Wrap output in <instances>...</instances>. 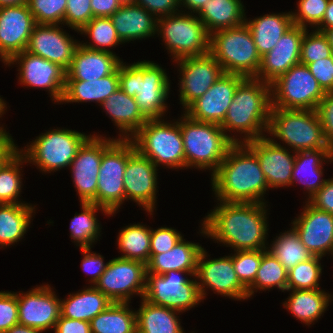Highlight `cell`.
<instances>
[{
	"label": "cell",
	"instance_id": "obj_1",
	"mask_svg": "<svg viewBox=\"0 0 333 333\" xmlns=\"http://www.w3.org/2000/svg\"><path fill=\"white\" fill-rule=\"evenodd\" d=\"M202 222L200 233L234 251L267 249L266 203L220 201Z\"/></svg>",
	"mask_w": 333,
	"mask_h": 333
},
{
	"label": "cell",
	"instance_id": "obj_2",
	"mask_svg": "<svg viewBox=\"0 0 333 333\" xmlns=\"http://www.w3.org/2000/svg\"><path fill=\"white\" fill-rule=\"evenodd\" d=\"M218 201L266 203L268 183L256 154L245 143H234L217 170L211 174Z\"/></svg>",
	"mask_w": 333,
	"mask_h": 333
},
{
	"label": "cell",
	"instance_id": "obj_3",
	"mask_svg": "<svg viewBox=\"0 0 333 333\" xmlns=\"http://www.w3.org/2000/svg\"><path fill=\"white\" fill-rule=\"evenodd\" d=\"M271 85L245 78L237 87L221 128L233 143H246L267 135L271 110ZM244 133L243 139L227 132ZM264 131V132H263Z\"/></svg>",
	"mask_w": 333,
	"mask_h": 333
},
{
	"label": "cell",
	"instance_id": "obj_4",
	"mask_svg": "<svg viewBox=\"0 0 333 333\" xmlns=\"http://www.w3.org/2000/svg\"><path fill=\"white\" fill-rule=\"evenodd\" d=\"M165 70L153 61L119 65V88L135 98L147 119H162L167 109L170 82Z\"/></svg>",
	"mask_w": 333,
	"mask_h": 333
},
{
	"label": "cell",
	"instance_id": "obj_5",
	"mask_svg": "<svg viewBox=\"0 0 333 333\" xmlns=\"http://www.w3.org/2000/svg\"><path fill=\"white\" fill-rule=\"evenodd\" d=\"M183 115L180 118V129L185 152V168L209 169L213 174L234 143L219 124L200 122L191 119L185 113Z\"/></svg>",
	"mask_w": 333,
	"mask_h": 333
},
{
	"label": "cell",
	"instance_id": "obj_6",
	"mask_svg": "<svg viewBox=\"0 0 333 333\" xmlns=\"http://www.w3.org/2000/svg\"><path fill=\"white\" fill-rule=\"evenodd\" d=\"M209 53L227 74L256 78L261 65L252 34L245 22L236 27L218 30L210 35Z\"/></svg>",
	"mask_w": 333,
	"mask_h": 333
},
{
	"label": "cell",
	"instance_id": "obj_7",
	"mask_svg": "<svg viewBox=\"0 0 333 333\" xmlns=\"http://www.w3.org/2000/svg\"><path fill=\"white\" fill-rule=\"evenodd\" d=\"M130 139L136 150L156 167L162 164L171 169L185 168L180 119L173 123L164 119H148Z\"/></svg>",
	"mask_w": 333,
	"mask_h": 333
},
{
	"label": "cell",
	"instance_id": "obj_8",
	"mask_svg": "<svg viewBox=\"0 0 333 333\" xmlns=\"http://www.w3.org/2000/svg\"><path fill=\"white\" fill-rule=\"evenodd\" d=\"M290 146L293 152L331 148L326 142L316 110H270L268 131Z\"/></svg>",
	"mask_w": 333,
	"mask_h": 333
},
{
	"label": "cell",
	"instance_id": "obj_9",
	"mask_svg": "<svg viewBox=\"0 0 333 333\" xmlns=\"http://www.w3.org/2000/svg\"><path fill=\"white\" fill-rule=\"evenodd\" d=\"M136 151L133 141L103 137V154L99 168L96 205L116 213L125 201L124 173L127 160Z\"/></svg>",
	"mask_w": 333,
	"mask_h": 333
},
{
	"label": "cell",
	"instance_id": "obj_10",
	"mask_svg": "<svg viewBox=\"0 0 333 333\" xmlns=\"http://www.w3.org/2000/svg\"><path fill=\"white\" fill-rule=\"evenodd\" d=\"M91 136L75 130L53 129L40 134L25 149L18 150L27 163L37 165L44 173L69 167L82 144Z\"/></svg>",
	"mask_w": 333,
	"mask_h": 333
},
{
	"label": "cell",
	"instance_id": "obj_11",
	"mask_svg": "<svg viewBox=\"0 0 333 333\" xmlns=\"http://www.w3.org/2000/svg\"><path fill=\"white\" fill-rule=\"evenodd\" d=\"M189 12L180 11L157 20V34L163 38L174 61L205 55L210 51V34L197 14Z\"/></svg>",
	"mask_w": 333,
	"mask_h": 333
},
{
	"label": "cell",
	"instance_id": "obj_12",
	"mask_svg": "<svg viewBox=\"0 0 333 333\" xmlns=\"http://www.w3.org/2000/svg\"><path fill=\"white\" fill-rule=\"evenodd\" d=\"M270 85L272 108L316 110L325 95L308 66L301 63Z\"/></svg>",
	"mask_w": 333,
	"mask_h": 333
},
{
	"label": "cell",
	"instance_id": "obj_13",
	"mask_svg": "<svg viewBox=\"0 0 333 333\" xmlns=\"http://www.w3.org/2000/svg\"><path fill=\"white\" fill-rule=\"evenodd\" d=\"M183 274V276H182ZM189 272L171 270L163 275L147 273L144 299L151 304L185 312L202 301L196 279Z\"/></svg>",
	"mask_w": 333,
	"mask_h": 333
},
{
	"label": "cell",
	"instance_id": "obj_14",
	"mask_svg": "<svg viewBox=\"0 0 333 333\" xmlns=\"http://www.w3.org/2000/svg\"><path fill=\"white\" fill-rule=\"evenodd\" d=\"M146 281L147 268L145 263L116 257L108 261L105 271L94 287L112 302L129 303L133 294L144 298Z\"/></svg>",
	"mask_w": 333,
	"mask_h": 333
},
{
	"label": "cell",
	"instance_id": "obj_15",
	"mask_svg": "<svg viewBox=\"0 0 333 333\" xmlns=\"http://www.w3.org/2000/svg\"><path fill=\"white\" fill-rule=\"evenodd\" d=\"M206 257H208L207 252L203 248L198 258L195 274L202 300L206 297V288H211L214 293L231 297L234 300L248 299L247 289L240 283L236 275L232 257L225 256L212 260H207Z\"/></svg>",
	"mask_w": 333,
	"mask_h": 333
},
{
	"label": "cell",
	"instance_id": "obj_16",
	"mask_svg": "<svg viewBox=\"0 0 333 333\" xmlns=\"http://www.w3.org/2000/svg\"><path fill=\"white\" fill-rule=\"evenodd\" d=\"M180 72L179 99L186 110L201 97L225 72L220 63L210 54L185 57L176 60Z\"/></svg>",
	"mask_w": 333,
	"mask_h": 333
},
{
	"label": "cell",
	"instance_id": "obj_17",
	"mask_svg": "<svg viewBox=\"0 0 333 333\" xmlns=\"http://www.w3.org/2000/svg\"><path fill=\"white\" fill-rule=\"evenodd\" d=\"M19 64L20 84L49 91L54 103H61L64 95L66 71L59 65L26 50L15 55L6 65Z\"/></svg>",
	"mask_w": 333,
	"mask_h": 333
},
{
	"label": "cell",
	"instance_id": "obj_18",
	"mask_svg": "<svg viewBox=\"0 0 333 333\" xmlns=\"http://www.w3.org/2000/svg\"><path fill=\"white\" fill-rule=\"evenodd\" d=\"M35 25L27 3L0 7V59L5 65L26 50Z\"/></svg>",
	"mask_w": 333,
	"mask_h": 333
},
{
	"label": "cell",
	"instance_id": "obj_19",
	"mask_svg": "<svg viewBox=\"0 0 333 333\" xmlns=\"http://www.w3.org/2000/svg\"><path fill=\"white\" fill-rule=\"evenodd\" d=\"M50 285H41L18 294L19 324L44 332L54 330L61 316L60 299Z\"/></svg>",
	"mask_w": 333,
	"mask_h": 333
},
{
	"label": "cell",
	"instance_id": "obj_20",
	"mask_svg": "<svg viewBox=\"0 0 333 333\" xmlns=\"http://www.w3.org/2000/svg\"><path fill=\"white\" fill-rule=\"evenodd\" d=\"M157 167L137 150L127 160L124 173L125 200H133L152 215L156 203Z\"/></svg>",
	"mask_w": 333,
	"mask_h": 333
},
{
	"label": "cell",
	"instance_id": "obj_21",
	"mask_svg": "<svg viewBox=\"0 0 333 333\" xmlns=\"http://www.w3.org/2000/svg\"><path fill=\"white\" fill-rule=\"evenodd\" d=\"M245 77L224 73L201 97L185 111L191 119L221 124L232 103L238 85Z\"/></svg>",
	"mask_w": 333,
	"mask_h": 333
},
{
	"label": "cell",
	"instance_id": "obj_22",
	"mask_svg": "<svg viewBox=\"0 0 333 333\" xmlns=\"http://www.w3.org/2000/svg\"><path fill=\"white\" fill-rule=\"evenodd\" d=\"M305 203L303 212L291 222V228L314 256H333V214L316 209L308 201Z\"/></svg>",
	"mask_w": 333,
	"mask_h": 333
},
{
	"label": "cell",
	"instance_id": "obj_23",
	"mask_svg": "<svg viewBox=\"0 0 333 333\" xmlns=\"http://www.w3.org/2000/svg\"><path fill=\"white\" fill-rule=\"evenodd\" d=\"M102 154V135H91L82 144L70 164L73 183L81 203L96 204V190Z\"/></svg>",
	"mask_w": 333,
	"mask_h": 333
},
{
	"label": "cell",
	"instance_id": "obj_24",
	"mask_svg": "<svg viewBox=\"0 0 333 333\" xmlns=\"http://www.w3.org/2000/svg\"><path fill=\"white\" fill-rule=\"evenodd\" d=\"M79 44L80 41L74 40L59 25L36 24L26 51L49 60L67 71Z\"/></svg>",
	"mask_w": 333,
	"mask_h": 333
},
{
	"label": "cell",
	"instance_id": "obj_25",
	"mask_svg": "<svg viewBox=\"0 0 333 333\" xmlns=\"http://www.w3.org/2000/svg\"><path fill=\"white\" fill-rule=\"evenodd\" d=\"M257 156L269 189L291 185L295 152L290 154L271 137H262L245 143Z\"/></svg>",
	"mask_w": 333,
	"mask_h": 333
},
{
	"label": "cell",
	"instance_id": "obj_26",
	"mask_svg": "<svg viewBox=\"0 0 333 333\" xmlns=\"http://www.w3.org/2000/svg\"><path fill=\"white\" fill-rule=\"evenodd\" d=\"M305 29L293 25L275 47L261 57V65L256 79L268 84L286 73L292 66L300 63L301 43Z\"/></svg>",
	"mask_w": 333,
	"mask_h": 333
},
{
	"label": "cell",
	"instance_id": "obj_27",
	"mask_svg": "<svg viewBox=\"0 0 333 333\" xmlns=\"http://www.w3.org/2000/svg\"><path fill=\"white\" fill-rule=\"evenodd\" d=\"M122 63L116 54L77 46L66 80H97L113 74Z\"/></svg>",
	"mask_w": 333,
	"mask_h": 333
},
{
	"label": "cell",
	"instance_id": "obj_28",
	"mask_svg": "<svg viewBox=\"0 0 333 333\" xmlns=\"http://www.w3.org/2000/svg\"><path fill=\"white\" fill-rule=\"evenodd\" d=\"M120 40H142L157 33V18L137 3L121 5L110 16Z\"/></svg>",
	"mask_w": 333,
	"mask_h": 333
},
{
	"label": "cell",
	"instance_id": "obj_29",
	"mask_svg": "<svg viewBox=\"0 0 333 333\" xmlns=\"http://www.w3.org/2000/svg\"><path fill=\"white\" fill-rule=\"evenodd\" d=\"M202 249L200 244L185 241L183 237L171 250L160 254H150V260L146 264L147 273L163 275L171 270L185 271L195 278Z\"/></svg>",
	"mask_w": 333,
	"mask_h": 333
},
{
	"label": "cell",
	"instance_id": "obj_30",
	"mask_svg": "<svg viewBox=\"0 0 333 333\" xmlns=\"http://www.w3.org/2000/svg\"><path fill=\"white\" fill-rule=\"evenodd\" d=\"M323 161H328L330 163L333 162L332 148H322L295 152V163L292 171L291 185H294L295 182L302 183L307 190L306 193L309 194L307 195L309 197L307 198V201L327 181V179L322 178Z\"/></svg>",
	"mask_w": 333,
	"mask_h": 333
},
{
	"label": "cell",
	"instance_id": "obj_31",
	"mask_svg": "<svg viewBox=\"0 0 333 333\" xmlns=\"http://www.w3.org/2000/svg\"><path fill=\"white\" fill-rule=\"evenodd\" d=\"M99 105L106 110V114H109L110 119L121 130L122 134H119L118 138H131L148 120L139 110L135 98L120 88Z\"/></svg>",
	"mask_w": 333,
	"mask_h": 333
},
{
	"label": "cell",
	"instance_id": "obj_32",
	"mask_svg": "<svg viewBox=\"0 0 333 333\" xmlns=\"http://www.w3.org/2000/svg\"><path fill=\"white\" fill-rule=\"evenodd\" d=\"M245 24L252 34L261 57L270 52L279 39L294 25L291 12L266 14L249 21L245 19Z\"/></svg>",
	"mask_w": 333,
	"mask_h": 333
},
{
	"label": "cell",
	"instance_id": "obj_33",
	"mask_svg": "<svg viewBox=\"0 0 333 333\" xmlns=\"http://www.w3.org/2000/svg\"><path fill=\"white\" fill-rule=\"evenodd\" d=\"M112 303L107 296L91 284L90 287L80 292L70 293L69 297L64 300L60 299V313L61 316L69 319L90 322Z\"/></svg>",
	"mask_w": 333,
	"mask_h": 333
},
{
	"label": "cell",
	"instance_id": "obj_34",
	"mask_svg": "<svg viewBox=\"0 0 333 333\" xmlns=\"http://www.w3.org/2000/svg\"><path fill=\"white\" fill-rule=\"evenodd\" d=\"M242 3L241 0H208L196 14L211 35L245 22V7Z\"/></svg>",
	"mask_w": 333,
	"mask_h": 333
},
{
	"label": "cell",
	"instance_id": "obj_35",
	"mask_svg": "<svg viewBox=\"0 0 333 333\" xmlns=\"http://www.w3.org/2000/svg\"><path fill=\"white\" fill-rule=\"evenodd\" d=\"M119 88V67L113 73L97 80H66L61 103L104 102Z\"/></svg>",
	"mask_w": 333,
	"mask_h": 333
},
{
	"label": "cell",
	"instance_id": "obj_36",
	"mask_svg": "<svg viewBox=\"0 0 333 333\" xmlns=\"http://www.w3.org/2000/svg\"><path fill=\"white\" fill-rule=\"evenodd\" d=\"M291 291L288 300L283 306L291 312V314L304 324H310L317 321L326 311L329 302L332 299L330 294L319 289L313 290H286Z\"/></svg>",
	"mask_w": 333,
	"mask_h": 333
},
{
	"label": "cell",
	"instance_id": "obj_37",
	"mask_svg": "<svg viewBox=\"0 0 333 333\" xmlns=\"http://www.w3.org/2000/svg\"><path fill=\"white\" fill-rule=\"evenodd\" d=\"M136 311L137 333H185L177 316L179 311L151 304L144 298Z\"/></svg>",
	"mask_w": 333,
	"mask_h": 333
},
{
	"label": "cell",
	"instance_id": "obj_38",
	"mask_svg": "<svg viewBox=\"0 0 333 333\" xmlns=\"http://www.w3.org/2000/svg\"><path fill=\"white\" fill-rule=\"evenodd\" d=\"M35 206L23 204H0V247L19 242L27 232Z\"/></svg>",
	"mask_w": 333,
	"mask_h": 333
},
{
	"label": "cell",
	"instance_id": "obj_39",
	"mask_svg": "<svg viewBox=\"0 0 333 333\" xmlns=\"http://www.w3.org/2000/svg\"><path fill=\"white\" fill-rule=\"evenodd\" d=\"M91 333H137L136 311L127 302H113L90 321Z\"/></svg>",
	"mask_w": 333,
	"mask_h": 333
},
{
	"label": "cell",
	"instance_id": "obj_40",
	"mask_svg": "<svg viewBox=\"0 0 333 333\" xmlns=\"http://www.w3.org/2000/svg\"><path fill=\"white\" fill-rule=\"evenodd\" d=\"M82 212L75 214L70 224V237L79 248L92 247V243L97 242L101 236L100 223L97 220L96 213L101 210L106 215H113L106 208L93 204L81 203Z\"/></svg>",
	"mask_w": 333,
	"mask_h": 333
},
{
	"label": "cell",
	"instance_id": "obj_41",
	"mask_svg": "<svg viewBox=\"0 0 333 333\" xmlns=\"http://www.w3.org/2000/svg\"><path fill=\"white\" fill-rule=\"evenodd\" d=\"M150 237L151 228L140 223L121 229L117 238L118 248L123 252L120 257L147 264L150 260Z\"/></svg>",
	"mask_w": 333,
	"mask_h": 333
},
{
	"label": "cell",
	"instance_id": "obj_42",
	"mask_svg": "<svg viewBox=\"0 0 333 333\" xmlns=\"http://www.w3.org/2000/svg\"><path fill=\"white\" fill-rule=\"evenodd\" d=\"M276 237L272 241V245L267 247V251L276 257L287 271L296 264L305 262L314 256L300 241L293 228Z\"/></svg>",
	"mask_w": 333,
	"mask_h": 333
},
{
	"label": "cell",
	"instance_id": "obj_43",
	"mask_svg": "<svg viewBox=\"0 0 333 333\" xmlns=\"http://www.w3.org/2000/svg\"><path fill=\"white\" fill-rule=\"evenodd\" d=\"M287 280L288 271L285 267L267 249H262V259L254 283L247 289L248 298L258 290H269L272 287L284 292Z\"/></svg>",
	"mask_w": 333,
	"mask_h": 333
},
{
	"label": "cell",
	"instance_id": "obj_44",
	"mask_svg": "<svg viewBox=\"0 0 333 333\" xmlns=\"http://www.w3.org/2000/svg\"><path fill=\"white\" fill-rule=\"evenodd\" d=\"M23 163H27V160L17 148L0 166V204H23L18 201L22 190L20 170Z\"/></svg>",
	"mask_w": 333,
	"mask_h": 333
},
{
	"label": "cell",
	"instance_id": "obj_45",
	"mask_svg": "<svg viewBox=\"0 0 333 333\" xmlns=\"http://www.w3.org/2000/svg\"><path fill=\"white\" fill-rule=\"evenodd\" d=\"M80 34L87 35L92 39L93 44L81 42V45L91 50L115 54L109 48H116V45L123 44L110 17H94L80 30Z\"/></svg>",
	"mask_w": 333,
	"mask_h": 333
},
{
	"label": "cell",
	"instance_id": "obj_46",
	"mask_svg": "<svg viewBox=\"0 0 333 333\" xmlns=\"http://www.w3.org/2000/svg\"><path fill=\"white\" fill-rule=\"evenodd\" d=\"M322 257L313 256L305 262H300L288 271L286 290L319 289L322 273L320 260Z\"/></svg>",
	"mask_w": 333,
	"mask_h": 333
},
{
	"label": "cell",
	"instance_id": "obj_47",
	"mask_svg": "<svg viewBox=\"0 0 333 333\" xmlns=\"http://www.w3.org/2000/svg\"><path fill=\"white\" fill-rule=\"evenodd\" d=\"M36 24H64L67 0H27Z\"/></svg>",
	"mask_w": 333,
	"mask_h": 333
},
{
	"label": "cell",
	"instance_id": "obj_48",
	"mask_svg": "<svg viewBox=\"0 0 333 333\" xmlns=\"http://www.w3.org/2000/svg\"><path fill=\"white\" fill-rule=\"evenodd\" d=\"M233 267L240 283L248 289L255 280L262 259V249L234 251Z\"/></svg>",
	"mask_w": 333,
	"mask_h": 333
},
{
	"label": "cell",
	"instance_id": "obj_49",
	"mask_svg": "<svg viewBox=\"0 0 333 333\" xmlns=\"http://www.w3.org/2000/svg\"><path fill=\"white\" fill-rule=\"evenodd\" d=\"M312 31L311 33L305 31L301 43L300 63L304 65L333 55L329 41L323 32Z\"/></svg>",
	"mask_w": 333,
	"mask_h": 333
},
{
	"label": "cell",
	"instance_id": "obj_50",
	"mask_svg": "<svg viewBox=\"0 0 333 333\" xmlns=\"http://www.w3.org/2000/svg\"><path fill=\"white\" fill-rule=\"evenodd\" d=\"M329 0H299L298 11L292 12L291 17L294 25L307 29L308 25L317 28L327 9Z\"/></svg>",
	"mask_w": 333,
	"mask_h": 333
},
{
	"label": "cell",
	"instance_id": "obj_51",
	"mask_svg": "<svg viewBox=\"0 0 333 333\" xmlns=\"http://www.w3.org/2000/svg\"><path fill=\"white\" fill-rule=\"evenodd\" d=\"M93 18L91 0H67L65 25L79 33Z\"/></svg>",
	"mask_w": 333,
	"mask_h": 333
},
{
	"label": "cell",
	"instance_id": "obj_52",
	"mask_svg": "<svg viewBox=\"0 0 333 333\" xmlns=\"http://www.w3.org/2000/svg\"><path fill=\"white\" fill-rule=\"evenodd\" d=\"M18 321V294L0 291V333H4Z\"/></svg>",
	"mask_w": 333,
	"mask_h": 333
},
{
	"label": "cell",
	"instance_id": "obj_53",
	"mask_svg": "<svg viewBox=\"0 0 333 333\" xmlns=\"http://www.w3.org/2000/svg\"><path fill=\"white\" fill-rule=\"evenodd\" d=\"M183 236L174 228H151L150 254H160L171 250Z\"/></svg>",
	"mask_w": 333,
	"mask_h": 333
},
{
	"label": "cell",
	"instance_id": "obj_54",
	"mask_svg": "<svg viewBox=\"0 0 333 333\" xmlns=\"http://www.w3.org/2000/svg\"><path fill=\"white\" fill-rule=\"evenodd\" d=\"M326 142L333 149V92H325L316 108Z\"/></svg>",
	"mask_w": 333,
	"mask_h": 333
},
{
	"label": "cell",
	"instance_id": "obj_55",
	"mask_svg": "<svg viewBox=\"0 0 333 333\" xmlns=\"http://www.w3.org/2000/svg\"><path fill=\"white\" fill-rule=\"evenodd\" d=\"M308 68L324 92H333V55L309 63Z\"/></svg>",
	"mask_w": 333,
	"mask_h": 333
},
{
	"label": "cell",
	"instance_id": "obj_56",
	"mask_svg": "<svg viewBox=\"0 0 333 333\" xmlns=\"http://www.w3.org/2000/svg\"><path fill=\"white\" fill-rule=\"evenodd\" d=\"M83 253V259L81 263V267L83 271L87 274L92 275L89 282L93 283V286L98 281L100 276L105 271L108 262L104 263V257L99 253L91 252V247L80 248Z\"/></svg>",
	"mask_w": 333,
	"mask_h": 333
},
{
	"label": "cell",
	"instance_id": "obj_57",
	"mask_svg": "<svg viewBox=\"0 0 333 333\" xmlns=\"http://www.w3.org/2000/svg\"><path fill=\"white\" fill-rule=\"evenodd\" d=\"M157 19L180 12L179 0H135Z\"/></svg>",
	"mask_w": 333,
	"mask_h": 333
},
{
	"label": "cell",
	"instance_id": "obj_58",
	"mask_svg": "<svg viewBox=\"0 0 333 333\" xmlns=\"http://www.w3.org/2000/svg\"><path fill=\"white\" fill-rule=\"evenodd\" d=\"M316 209L333 214V178L326 183L308 200Z\"/></svg>",
	"mask_w": 333,
	"mask_h": 333
},
{
	"label": "cell",
	"instance_id": "obj_59",
	"mask_svg": "<svg viewBox=\"0 0 333 333\" xmlns=\"http://www.w3.org/2000/svg\"><path fill=\"white\" fill-rule=\"evenodd\" d=\"M54 333H91L90 322L60 316Z\"/></svg>",
	"mask_w": 333,
	"mask_h": 333
},
{
	"label": "cell",
	"instance_id": "obj_60",
	"mask_svg": "<svg viewBox=\"0 0 333 333\" xmlns=\"http://www.w3.org/2000/svg\"><path fill=\"white\" fill-rule=\"evenodd\" d=\"M120 7L117 0H91L93 17H110Z\"/></svg>",
	"mask_w": 333,
	"mask_h": 333
},
{
	"label": "cell",
	"instance_id": "obj_61",
	"mask_svg": "<svg viewBox=\"0 0 333 333\" xmlns=\"http://www.w3.org/2000/svg\"><path fill=\"white\" fill-rule=\"evenodd\" d=\"M17 147L11 135H0V166Z\"/></svg>",
	"mask_w": 333,
	"mask_h": 333
},
{
	"label": "cell",
	"instance_id": "obj_62",
	"mask_svg": "<svg viewBox=\"0 0 333 333\" xmlns=\"http://www.w3.org/2000/svg\"><path fill=\"white\" fill-rule=\"evenodd\" d=\"M333 27V0H329L321 24L314 30L323 32L325 29Z\"/></svg>",
	"mask_w": 333,
	"mask_h": 333
},
{
	"label": "cell",
	"instance_id": "obj_63",
	"mask_svg": "<svg viewBox=\"0 0 333 333\" xmlns=\"http://www.w3.org/2000/svg\"><path fill=\"white\" fill-rule=\"evenodd\" d=\"M208 0H179V7H185L190 13H197ZM182 5V6H181Z\"/></svg>",
	"mask_w": 333,
	"mask_h": 333
},
{
	"label": "cell",
	"instance_id": "obj_64",
	"mask_svg": "<svg viewBox=\"0 0 333 333\" xmlns=\"http://www.w3.org/2000/svg\"><path fill=\"white\" fill-rule=\"evenodd\" d=\"M4 333H43L42 330L31 328L25 325L17 324L12 326L10 329Z\"/></svg>",
	"mask_w": 333,
	"mask_h": 333
},
{
	"label": "cell",
	"instance_id": "obj_65",
	"mask_svg": "<svg viewBox=\"0 0 333 333\" xmlns=\"http://www.w3.org/2000/svg\"><path fill=\"white\" fill-rule=\"evenodd\" d=\"M27 3V0H0V7H8Z\"/></svg>",
	"mask_w": 333,
	"mask_h": 333
},
{
	"label": "cell",
	"instance_id": "obj_66",
	"mask_svg": "<svg viewBox=\"0 0 333 333\" xmlns=\"http://www.w3.org/2000/svg\"><path fill=\"white\" fill-rule=\"evenodd\" d=\"M6 108H7L6 103L4 102V100L2 98H0V117H2ZM0 135H11V134L6 132L5 128H3V126H0Z\"/></svg>",
	"mask_w": 333,
	"mask_h": 333
},
{
	"label": "cell",
	"instance_id": "obj_67",
	"mask_svg": "<svg viewBox=\"0 0 333 333\" xmlns=\"http://www.w3.org/2000/svg\"><path fill=\"white\" fill-rule=\"evenodd\" d=\"M323 34L327 37L329 44L332 48V52H333V27L329 28V29H325L323 31Z\"/></svg>",
	"mask_w": 333,
	"mask_h": 333
},
{
	"label": "cell",
	"instance_id": "obj_68",
	"mask_svg": "<svg viewBox=\"0 0 333 333\" xmlns=\"http://www.w3.org/2000/svg\"><path fill=\"white\" fill-rule=\"evenodd\" d=\"M120 5H127V4H132L135 3V0H117Z\"/></svg>",
	"mask_w": 333,
	"mask_h": 333
}]
</instances>
